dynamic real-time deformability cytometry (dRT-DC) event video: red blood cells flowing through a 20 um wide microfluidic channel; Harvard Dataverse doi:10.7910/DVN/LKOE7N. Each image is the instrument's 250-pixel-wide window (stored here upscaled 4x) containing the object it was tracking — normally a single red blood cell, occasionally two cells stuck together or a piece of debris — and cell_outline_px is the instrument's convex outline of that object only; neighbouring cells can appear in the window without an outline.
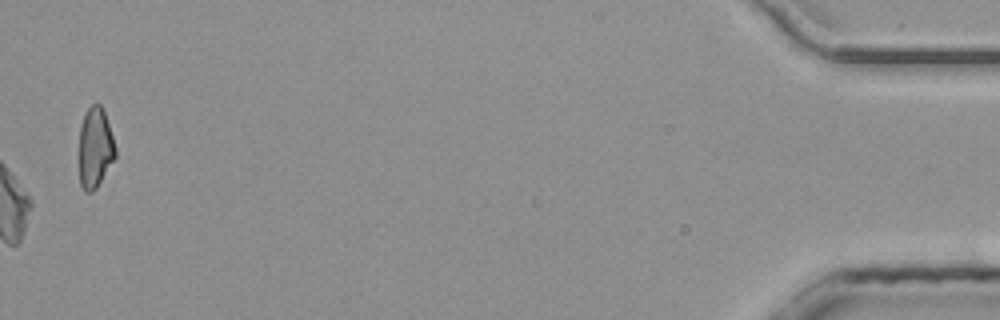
{"species": "common noctule bat (a hibernating species)", "species_latin": "Nyctalus noctula", "temperature_condition": "room temperature", "stored_images_in_passage": 50, "camera_frame_rate_fps": 3000, "um_per_image_px": 0.085, "animal": {"sex": "male", "body_mass_g": 20.4}, "frame": {"image": 1, "passage_image": 50, "time_ms": 16.333, "image_size_px": [1000, 320], "cell_outline_px": [[116, 156], [96, 188], [92, 192], [84, 192], [80, 184], [80, 128], [84, 112], [92, 104], [100, 104], [104, 112], [116, 148]], "centroid_in_image_um": [8.08, 12.56], "position_along_channel_um": 427.1, "area_um2": 16.76}, "authors_computed_cell_mechanics": {"area_um2": 20.6635, "velocity_mm_per_s": 4.1722, "shape_relaxation_time_tau1_ms": null, "shape_relaxation_time_tau2_ms": 10.2606, "deformation_change_tau1": null, "deformation_change_tau2": 0.2296}}